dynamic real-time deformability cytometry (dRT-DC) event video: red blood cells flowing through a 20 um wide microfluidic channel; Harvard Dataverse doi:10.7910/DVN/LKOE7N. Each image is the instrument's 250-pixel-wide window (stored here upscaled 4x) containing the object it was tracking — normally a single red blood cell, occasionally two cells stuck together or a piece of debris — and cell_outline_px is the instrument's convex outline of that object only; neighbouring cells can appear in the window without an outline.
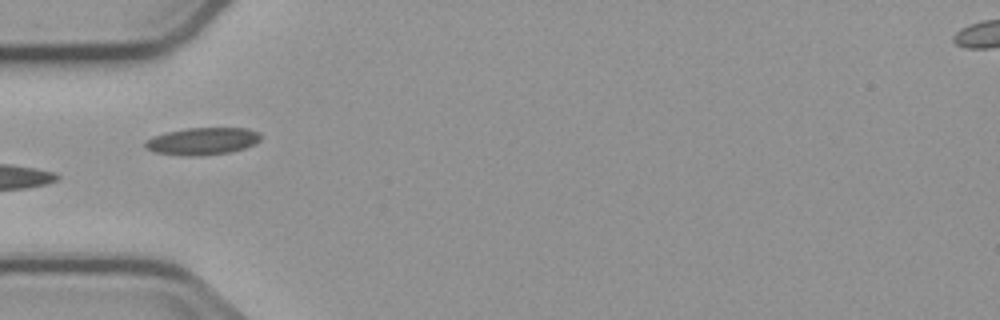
{"species": "common noctule bat (a hibernating species)", "species_latin": "Nyctalus noctula", "temperature_condition": "cold", "stored_images_in_passage": 7, "camera_frame_rate_fps": 3000, "um_per_image_px": 0.085, "animal": {"sex": "male", "body_mass_g": 23.1, "forearm_length_mm": 52.7}, "frame": {"image": 1, "passage_image": 6, "time_ms": 6.0, "image_size_px": [1000, 320], "cell_outline_px": [[260, 140], [244, 148], [228, 152], [196, 156], [180, 156], [152, 152], [144, 148], [144, 140], [152, 136], [168, 132], [188, 128], [248, 128], [260, 132]], "centroid_in_image_um": [17.14, 12.0], "position_along_channel_um": 67.9, "area_um2": 18.44}}
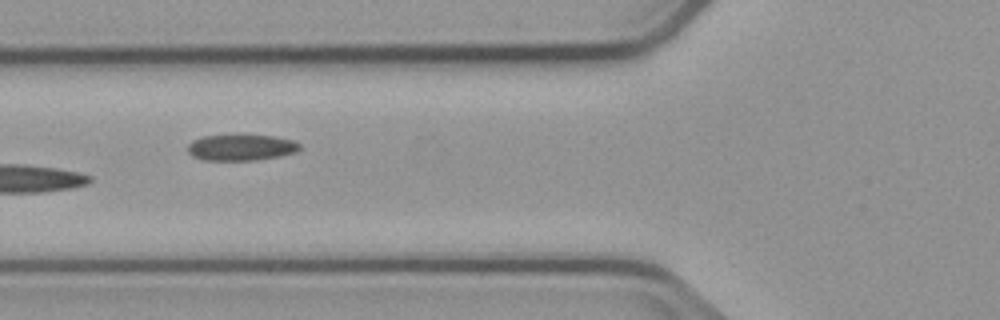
{"frame": {"image": 2, "passage_image": 7, "time_ms": 7.0, "image_size_px": [1000, 320], "cell_outline_px": [[300, 148], [296, 152], [280, 156], [256, 160], [204, 160], [192, 156], [188, 152], [188, 144], [192, 140], [204, 136], [236, 132], [272, 136], [296, 140], [300, 144]], "centroid_in_image_um": [20.49, 12.49], "position_along_channel_um": 105.3, "area_um2": 17.86}}